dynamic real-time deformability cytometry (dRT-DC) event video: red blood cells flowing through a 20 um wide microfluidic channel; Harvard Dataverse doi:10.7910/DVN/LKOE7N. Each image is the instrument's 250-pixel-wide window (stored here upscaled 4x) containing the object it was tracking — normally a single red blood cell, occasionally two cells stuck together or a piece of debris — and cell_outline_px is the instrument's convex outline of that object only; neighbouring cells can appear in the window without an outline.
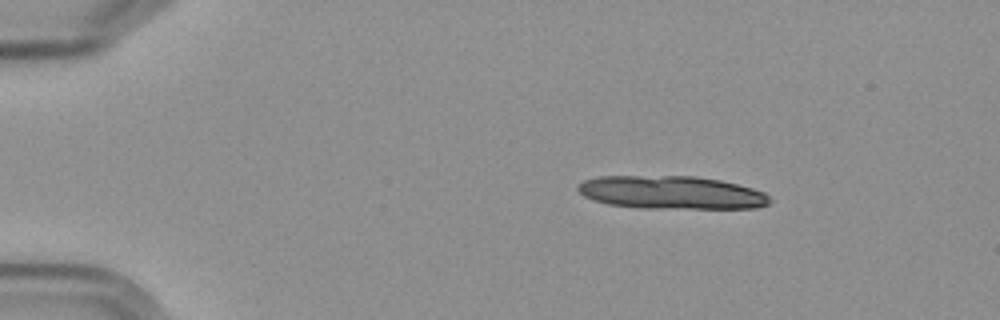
{"species": "Egyptian fruit bat (a non-hibernating species)", "species_latin": "Rousettus aegyptiacus", "temperature_condition": "cold", "stored_images_in_passage": 6, "camera_frame_rate_fps": 3000, "um_per_image_px": 0.085, "frame": {"image": 1, "passage_image": 2, "time_ms": 1.333, "image_size_px": [1000, 320], "cell_outline_px": [[772, 200], [768, 204], [756, 208], [640, 208], [608, 204], [584, 196], [576, 188], [576, 184], [584, 180], [596, 176], [696, 176], [720, 180], [752, 188], [764, 192]], "centroid_in_image_um": [57.05, 16.36], "position_along_channel_um": 28.0, "area_um2": 37.11}}
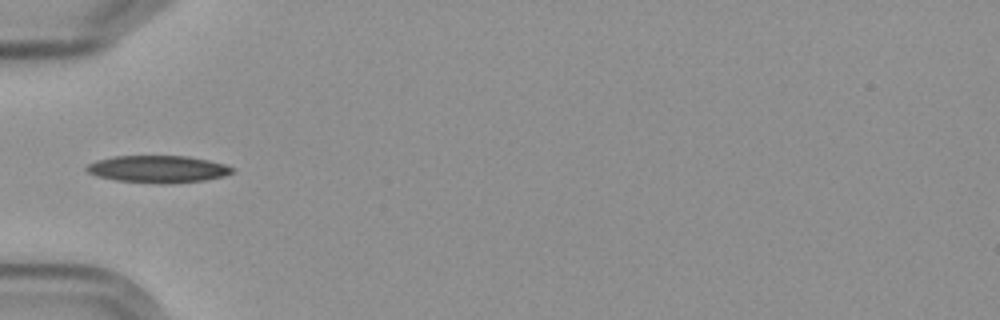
{"frame": {"image": 2, "passage_image": 5, "time_ms": 5.0, "image_size_px": [1000, 320], "cell_outline_px": [[236, 168], [232, 172], [224, 176], [204, 180], [164, 184], [116, 180], [96, 176], [88, 172], [84, 168], [88, 164], [96, 160], [112, 156], [188, 156], [208, 160], [224, 164]], "centroid_in_image_um": [13.41, 14.37], "position_along_channel_um": 71.6, "area_um2": 23.06}}
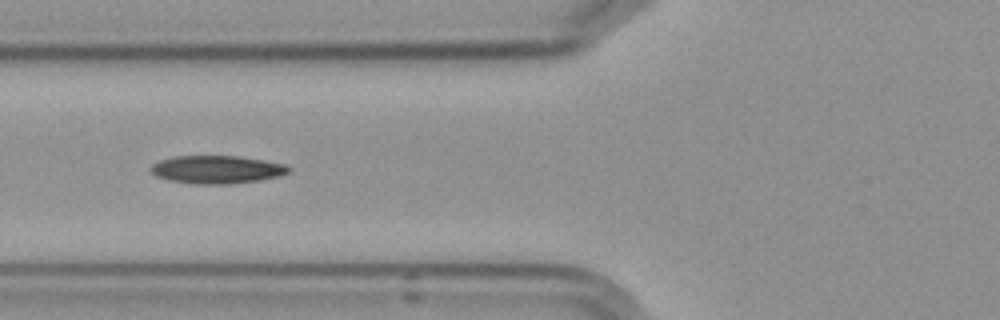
{"frame": {"image": 3, "passage_image": 6, "time_ms": 6.0, "image_size_px": [1000, 320], "cell_outline_px": [[292, 168], [288, 172], [280, 176], [260, 180], [232, 184], [192, 184], [168, 180], [156, 176], [148, 168], [152, 164], [160, 160], [172, 156], [240, 156], [288, 164]], "centroid_in_image_um": [18.44, 14.41], "position_along_channel_um": 107.4, "area_um2": 22.83}}